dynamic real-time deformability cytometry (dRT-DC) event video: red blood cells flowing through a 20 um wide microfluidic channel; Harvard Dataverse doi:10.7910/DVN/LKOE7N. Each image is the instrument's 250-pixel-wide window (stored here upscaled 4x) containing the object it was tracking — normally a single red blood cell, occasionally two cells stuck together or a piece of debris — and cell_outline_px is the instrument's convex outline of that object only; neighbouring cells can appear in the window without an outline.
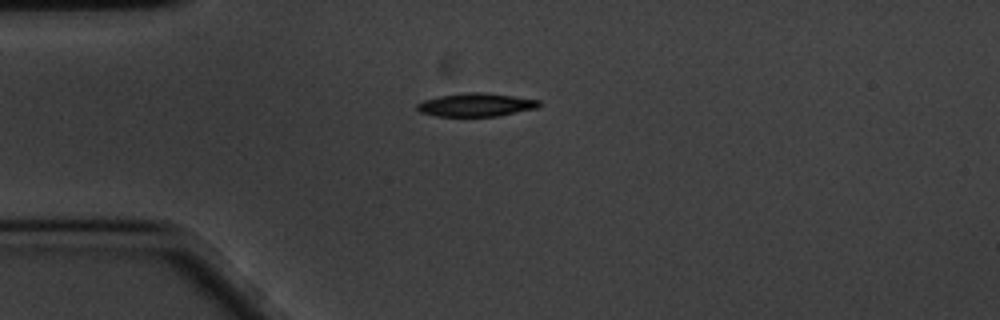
{"species": "common noctule bat (a hibernating species)", "species_latin": "Nyctalus noctula", "temperature_condition": "cold", "stored_images_in_passage": 45, "camera_frame_rate_fps": 3000, "um_per_image_px": 0.085, "animal": {"sex": "male", "body_mass_g": 20.1, "forearm_length_mm": 53.5}, "frame": {"image": 1, "passage_image": 1, "time_ms": 0.0, "image_size_px": [1000, 320], "cell_outline_px": [[540, 104], [536, 108], [500, 116], [436, 116], [420, 112], [416, 108], [416, 104], [424, 100], [440, 96], [468, 92], [484, 92], [540, 100]], "centroid_in_image_um": [40.45, 8.91], "position_along_channel_um": 44.6, "area_um2": 16.47}}
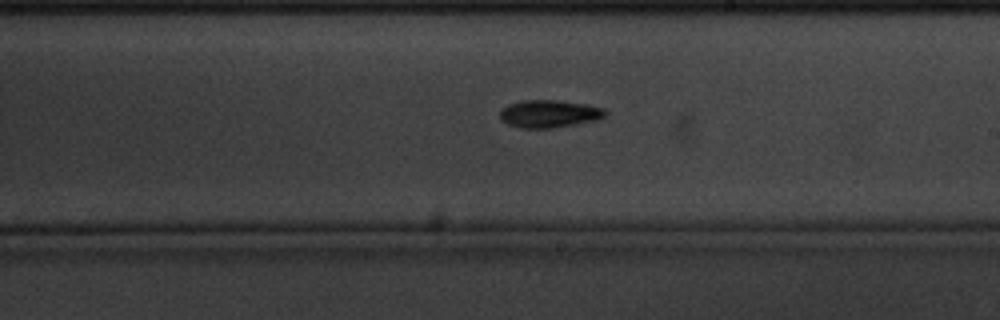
{"frame": {"image": 2, "passage_image": 20, "time_ms": 6.333, "image_size_px": [1000, 320], "cell_outline_px": [[608, 112], [600, 120], [552, 128], [520, 128], [508, 124], [500, 120], [500, 112], [508, 104], [520, 100], [556, 100], [588, 104], [604, 108]], "centroid_in_image_um": [46.71, 9.67], "position_along_channel_um": 242.3, "area_um2": 17.17}}
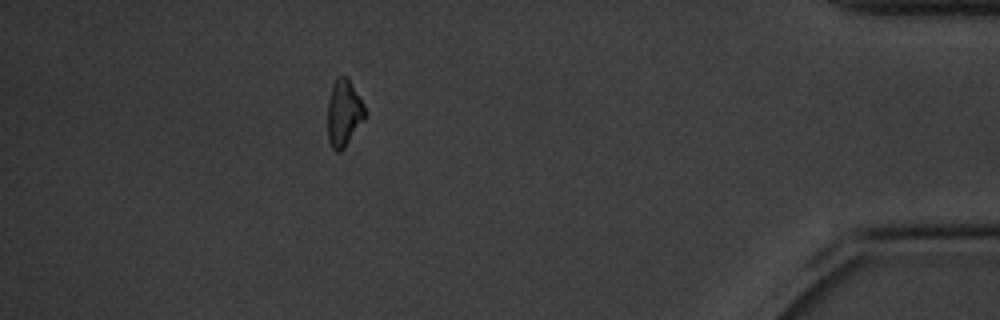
{"frame": {"image": 3, "passage_image": 39, "time_ms": 12.667, "image_size_px": [1000, 320], "cell_outline_px": [[368, 116], [344, 148], [340, 152], [336, 152], [332, 148], [328, 140], [328, 100], [332, 84], [336, 76], [348, 76], [364, 104]], "centroid_in_image_um": [29.25, 9.59], "position_along_channel_um": 406.0, "area_um2": 14.97}, "authors_computed_cell_mechanics": {"area_um2": 15.6638, "velocity_mm_per_s": 3.3722, "shape_relaxation_time_tau1_ms": 2.1377, "shape_relaxation_time_tau2_ms": null, "deformation_change_tau1": 0.1306, "deformation_change_tau2": null}}